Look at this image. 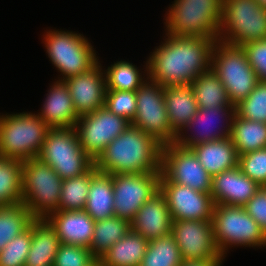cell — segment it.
I'll return each instance as SVG.
<instances>
[{"instance_id":"obj_2","label":"cell","mask_w":266,"mask_h":266,"mask_svg":"<svg viewBox=\"0 0 266 266\" xmlns=\"http://www.w3.org/2000/svg\"><path fill=\"white\" fill-rule=\"evenodd\" d=\"M162 145L130 125L112 140L94 161L96 169L108 174L161 172Z\"/></svg>"},{"instance_id":"obj_42","label":"cell","mask_w":266,"mask_h":266,"mask_svg":"<svg viewBox=\"0 0 266 266\" xmlns=\"http://www.w3.org/2000/svg\"><path fill=\"white\" fill-rule=\"evenodd\" d=\"M243 208L266 234V187H260Z\"/></svg>"},{"instance_id":"obj_5","label":"cell","mask_w":266,"mask_h":266,"mask_svg":"<svg viewBox=\"0 0 266 266\" xmlns=\"http://www.w3.org/2000/svg\"><path fill=\"white\" fill-rule=\"evenodd\" d=\"M63 179L38 157L23 162L22 203L34 219H47L59 210Z\"/></svg>"},{"instance_id":"obj_44","label":"cell","mask_w":266,"mask_h":266,"mask_svg":"<svg viewBox=\"0 0 266 266\" xmlns=\"http://www.w3.org/2000/svg\"><path fill=\"white\" fill-rule=\"evenodd\" d=\"M256 1L259 3V5L266 8V0H256Z\"/></svg>"},{"instance_id":"obj_20","label":"cell","mask_w":266,"mask_h":266,"mask_svg":"<svg viewBox=\"0 0 266 266\" xmlns=\"http://www.w3.org/2000/svg\"><path fill=\"white\" fill-rule=\"evenodd\" d=\"M172 218L160 190L147 200L131 221V230L152 241L171 234Z\"/></svg>"},{"instance_id":"obj_25","label":"cell","mask_w":266,"mask_h":266,"mask_svg":"<svg viewBox=\"0 0 266 266\" xmlns=\"http://www.w3.org/2000/svg\"><path fill=\"white\" fill-rule=\"evenodd\" d=\"M164 102L171 128L178 135L199 109L191 85L165 87Z\"/></svg>"},{"instance_id":"obj_26","label":"cell","mask_w":266,"mask_h":266,"mask_svg":"<svg viewBox=\"0 0 266 266\" xmlns=\"http://www.w3.org/2000/svg\"><path fill=\"white\" fill-rule=\"evenodd\" d=\"M148 242L141 234L130 230L98 261L101 266H139L145 256Z\"/></svg>"},{"instance_id":"obj_22","label":"cell","mask_w":266,"mask_h":266,"mask_svg":"<svg viewBox=\"0 0 266 266\" xmlns=\"http://www.w3.org/2000/svg\"><path fill=\"white\" fill-rule=\"evenodd\" d=\"M47 220L56 229L60 243L89 249L95 221L85 210H58L51 214Z\"/></svg>"},{"instance_id":"obj_32","label":"cell","mask_w":266,"mask_h":266,"mask_svg":"<svg viewBox=\"0 0 266 266\" xmlns=\"http://www.w3.org/2000/svg\"><path fill=\"white\" fill-rule=\"evenodd\" d=\"M23 162L0 157V206L22 203Z\"/></svg>"},{"instance_id":"obj_40","label":"cell","mask_w":266,"mask_h":266,"mask_svg":"<svg viewBox=\"0 0 266 266\" xmlns=\"http://www.w3.org/2000/svg\"><path fill=\"white\" fill-rule=\"evenodd\" d=\"M97 261L88 248L60 243L53 266H93Z\"/></svg>"},{"instance_id":"obj_17","label":"cell","mask_w":266,"mask_h":266,"mask_svg":"<svg viewBox=\"0 0 266 266\" xmlns=\"http://www.w3.org/2000/svg\"><path fill=\"white\" fill-rule=\"evenodd\" d=\"M159 190L166 199L172 220H212L214 202L210 193L169 182L162 174Z\"/></svg>"},{"instance_id":"obj_21","label":"cell","mask_w":266,"mask_h":266,"mask_svg":"<svg viewBox=\"0 0 266 266\" xmlns=\"http://www.w3.org/2000/svg\"><path fill=\"white\" fill-rule=\"evenodd\" d=\"M47 91L41 111L36 113L50 128H75L79 116L64 80H56Z\"/></svg>"},{"instance_id":"obj_15","label":"cell","mask_w":266,"mask_h":266,"mask_svg":"<svg viewBox=\"0 0 266 266\" xmlns=\"http://www.w3.org/2000/svg\"><path fill=\"white\" fill-rule=\"evenodd\" d=\"M171 234L184 261H224L215 243L212 220H173Z\"/></svg>"},{"instance_id":"obj_29","label":"cell","mask_w":266,"mask_h":266,"mask_svg":"<svg viewBox=\"0 0 266 266\" xmlns=\"http://www.w3.org/2000/svg\"><path fill=\"white\" fill-rule=\"evenodd\" d=\"M190 85L198 108L235 106L229 101L225 86L212 69L196 77Z\"/></svg>"},{"instance_id":"obj_30","label":"cell","mask_w":266,"mask_h":266,"mask_svg":"<svg viewBox=\"0 0 266 266\" xmlns=\"http://www.w3.org/2000/svg\"><path fill=\"white\" fill-rule=\"evenodd\" d=\"M131 230V222L116 216L95 221L90 244L92 255L99 260L109 248Z\"/></svg>"},{"instance_id":"obj_43","label":"cell","mask_w":266,"mask_h":266,"mask_svg":"<svg viewBox=\"0 0 266 266\" xmlns=\"http://www.w3.org/2000/svg\"><path fill=\"white\" fill-rule=\"evenodd\" d=\"M223 261H183L180 266H221Z\"/></svg>"},{"instance_id":"obj_4","label":"cell","mask_w":266,"mask_h":266,"mask_svg":"<svg viewBox=\"0 0 266 266\" xmlns=\"http://www.w3.org/2000/svg\"><path fill=\"white\" fill-rule=\"evenodd\" d=\"M223 0H175L165 17L170 36L218 39Z\"/></svg>"},{"instance_id":"obj_35","label":"cell","mask_w":266,"mask_h":266,"mask_svg":"<svg viewBox=\"0 0 266 266\" xmlns=\"http://www.w3.org/2000/svg\"><path fill=\"white\" fill-rule=\"evenodd\" d=\"M183 261L180 249L170 234L148 242L139 266H180Z\"/></svg>"},{"instance_id":"obj_41","label":"cell","mask_w":266,"mask_h":266,"mask_svg":"<svg viewBox=\"0 0 266 266\" xmlns=\"http://www.w3.org/2000/svg\"><path fill=\"white\" fill-rule=\"evenodd\" d=\"M242 48L258 80L266 81V39L245 43Z\"/></svg>"},{"instance_id":"obj_18","label":"cell","mask_w":266,"mask_h":266,"mask_svg":"<svg viewBox=\"0 0 266 266\" xmlns=\"http://www.w3.org/2000/svg\"><path fill=\"white\" fill-rule=\"evenodd\" d=\"M100 61L89 71L64 80L78 116L105 106L106 78Z\"/></svg>"},{"instance_id":"obj_28","label":"cell","mask_w":266,"mask_h":266,"mask_svg":"<svg viewBox=\"0 0 266 266\" xmlns=\"http://www.w3.org/2000/svg\"><path fill=\"white\" fill-rule=\"evenodd\" d=\"M238 155L266 147V123L241 118L236 113L232 119L230 136Z\"/></svg>"},{"instance_id":"obj_6","label":"cell","mask_w":266,"mask_h":266,"mask_svg":"<svg viewBox=\"0 0 266 266\" xmlns=\"http://www.w3.org/2000/svg\"><path fill=\"white\" fill-rule=\"evenodd\" d=\"M44 34L49 61L61 72L59 76H63L58 80L89 71L99 62L94 46L83 34L52 29Z\"/></svg>"},{"instance_id":"obj_14","label":"cell","mask_w":266,"mask_h":266,"mask_svg":"<svg viewBox=\"0 0 266 266\" xmlns=\"http://www.w3.org/2000/svg\"><path fill=\"white\" fill-rule=\"evenodd\" d=\"M126 118L110 112L105 106L79 116L76 131L82 149L95 161L105 147L129 126Z\"/></svg>"},{"instance_id":"obj_37","label":"cell","mask_w":266,"mask_h":266,"mask_svg":"<svg viewBox=\"0 0 266 266\" xmlns=\"http://www.w3.org/2000/svg\"><path fill=\"white\" fill-rule=\"evenodd\" d=\"M32 242V228L15 236L0 251V266H25Z\"/></svg>"},{"instance_id":"obj_12","label":"cell","mask_w":266,"mask_h":266,"mask_svg":"<svg viewBox=\"0 0 266 266\" xmlns=\"http://www.w3.org/2000/svg\"><path fill=\"white\" fill-rule=\"evenodd\" d=\"M161 172L112 174L115 216L132 221L141 206L159 191Z\"/></svg>"},{"instance_id":"obj_13","label":"cell","mask_w":266,"mask_h":266,"mask_svg":"<svg viewBox=\"0 0 266 266\" xmlns=\"http://www.w3.org/2000/svg\"><path fill=\"white\" fill-rule=\"evenodd\" d=\"M161 174L169 181L210 193L212 177L191 149L170 143L162 146Z\"/></svg>"},{"instance_id":"obj_1","label":"cell","mask_w":266,"mask_h":266,"mask_svg":"<svg viewBox=\"0 0 266 266\" xmlns=\"http://www.w3.org/2000/svg\"><path fill=\"white\" fill-rule=\"evenodd\" d=\"M151 53L148 78L164 87L189 85L211 69V54L218 39L188 36H170Z\"/></svg>"},{"instance_id":"obj_45","label":"cell","mask_w":266,"mask_h":266,"mask_svg":"<svg viewBox=\"0 0 266 266\" xmlns=\"http://www.w3.org/2000/svg\"><path fill=\"white\" fill-rule=\"evenodd\" d=\"M93 266H101V264L99 261H97Z\"/></svg>"},{"instance_id":"obj_34","label":"cell","mask_w":266,"mask_h":266,"mask_svg":"<svg viewBox=\"0 0 266 266\" xmlns=\"http://www.w3.org/2000/svg\"><path fill=\"white\" fill-rule=\"evenodd\" d=\"M33 220L32 214L23 203L0 206V251L15 236L26 231Z\"/></svg>"},{"instance_id":"obj_33","label":"cell","mask_w":266,"mask_h":266,"mask_svg":"<svg viewBox=\"0 0 266 266\" xmlns=\"http://www.w3.org/2000/svg\"><path fill=\"white\" fill-rule=\"evenodd\" d=\"M97 172L98 170L93 165L86 173L80 176L64 179L59 198V210H84L91 179Z\"/></svg>"},{"instance_id":"obj_7","label":"cell","mask_w":266,"mask_h":266,"mask_svg":"<svg viewBox=\"0 0 266 266\" xmlns=\"http://www.w3.org/2000/svg\"><path fill=\"white\" fill-rule=\"evenodd\" d=\"M212 222L215 243L224 258L233 246L266 247V234L243 206L214 205Z\"/></svg>"},{"instance_id":"obj_8","label":"cell","mask_w":266,"mask_h":266,"mask_svg":"<svg viewBox=\"0 0 266 266\" xmlns=\"http://www.w3.org/2000/svg\"><path fill=\"white\" fill-rule=\"evenodd\" d=\"M211 69L225 86L232 105L245 99L259 81L242 46L229 45L219 40L212 49Z\"/></svg>"},{"instance_id":"obj_11","label":"cell","mask_w":266,"mask_h":266,"mask_svg":"<svg viewBox=\"0 0 266 266\" xmlns=\"http://www.w3.org/2000/svg\"><path fill=\"white\" fill-rule=\"evenodd\" d=\"M165 87L149 78L136 90V115L131 125L143 130L162 146L176 143L164 102Z\"/></svg>"},{"instance_id":"obj_9","label":"cell","mask_w":266,"mask_h":266,"mask_svg":"<svg viewBox=\"0 0 266 266\" xmlns=\"http://www.w3.org/2000/svg\"><path fill=\"white\" fill-rule=\"evenodd\" d=\"M266 39V8L256 0H223L218 40L234 46Z\"/></svg>"},{"instance_id":"obj_23","label":"cell","mask_w":266,"mask_h":266,"mask_svg":"<svg viewBox=\"0 0 266 266\" xmlns=\"http://www.w3.org/2000/svg\"><path fill=\"white\" fill-rule=\"evenodd\" d=\"M190 149L211 177L238 166L239 155L230 137L201 143Z\"/></svg>"},{"instance_id":"obj_10","label":"cell","mask_w":266,"mask_h":266,"mask_svg":"<svg viewBox=\"0 0 266 266\" xmlns=\"http://www.w3.org/2000/svg\"><path fill=\"white\" fill-rule=\"evenodd\" d=\"M38 158L64 180L86 173L94 160L82 149L75 128H51Z\"/></svg>"},{"instance_id":"obj_27","label":"cell","mask_w":266,"mask_h":266,"mask_svg":"<svg viewBox=\"0 0 266 266\" xmlns=\"http://www.w3.org/2000/svg\"><path fill=\"white\" fill-rule=\"evenodd\" d=\"M111 174L98 171L91 179L84 210L94 221L115 216Z\"/></svg>"},{"instance_id":"obj_24","label":"cell","mask_w":266,"mask_h":266,"mask_svg":"<svg viewBox=\"0 0 266 266\" xmlns=\"http://www.w3.org/2000/svg\"><path fill=\"white\" fill-rule=\"evenodd\" d=\"M32 242L25 266H53L60 245L56 229L47 219H34Z\"/></svg>"},{"instance_id":"obj_31","label":"cell","mask_w":266,"mask_h":266,"mask_svg":"<svg viewBox=\"0 0 266 266\" xmlns=\"http://www.w3.org/2000/svg\"><path fill=\"white\" fill-rule=\"evenodd\" d=\"M144 67L145 72L126 60L114 62L104 70L106 90L136 91L148 78V61Z\"/></svg>"},{"instance_id":"obj_3","label":"cell","mask_w":266,"mask_h":266,"mask_svg":"<svg viewBox=\"0 0 266 266\" xmlns=\"http://www.w3.org/2000/svg\"><path fill=\"white\" fill-rule=\"evenodd\" d=\"M51 128L35 113L0 115V157L21 162L38 157Z\"/></svg>"},{"instance_id":"obj_16","label":"cell","mask_w":266,"mask_h":266,"mask_svg":"<svg viewBox=\"0 0 266 266\" xmlns=\"http://www.w3.org/2000/svg\"><path fill=\"white\" fill-rule=\"evenodd\" d=\"M234 114L235 106L199 108L193 118L177 135L176 143L190 149L201 143L230 137ZM217 123H220L219 127ZM187 131L191 133L187 135Z\"/></svg>"},{"instance_id":"obj_39","label":"cell","mask_w":266,"mask_h":266,"mask_svg":"<svg viewBox=\"0 0 266 266\" xmlns=\"http://www.w3.org/2000/svg\"><path fill=\"white\" fill-rule=\"evenodd\" d=\"M238 166L260 187H266V147L239 155Z\"/></svg>"},{"instance_id":"obj_36","label":"cell","mask_w":266,"mask_h":266,"mask_svg":"<svg viewBox=\"0 0 266 266\" xmlns=\"http://www.w3.org/2000/svg\"><path fill=\"white\" fill-rule=\"evenodd\" d=\"M235 113L241 118L266 123V81H258L251 93L237 105Z\"/></svg>"},{"instance_id":"obj_38","label":"cell","mask_w":266,"mask_h":266,"mask_svg":"<svg viewBox=\"0 0 266 266\" xmlns=\"http://www.w3.org/2000/svg\"><path fill=\"white\" fill-rule=\"evenodd\" d=\"M136 91L106 90L105 107L132 122L136 115Z\"/></svg>"},{"instance_id":"obj_19","label":"cell","mask_w":266,"mask_h":266,"mask_svg":"<svg viewBox=\"0 0 266 266\" xmlns=\"http://www.w3.org/2000/svg\"><path fill=\"white\" fill-rule=\"evenodd\" d=\"M259 189L237 166L212 177L210 194L214 205L244 206Z\"/></svg>"}]
</instances>
